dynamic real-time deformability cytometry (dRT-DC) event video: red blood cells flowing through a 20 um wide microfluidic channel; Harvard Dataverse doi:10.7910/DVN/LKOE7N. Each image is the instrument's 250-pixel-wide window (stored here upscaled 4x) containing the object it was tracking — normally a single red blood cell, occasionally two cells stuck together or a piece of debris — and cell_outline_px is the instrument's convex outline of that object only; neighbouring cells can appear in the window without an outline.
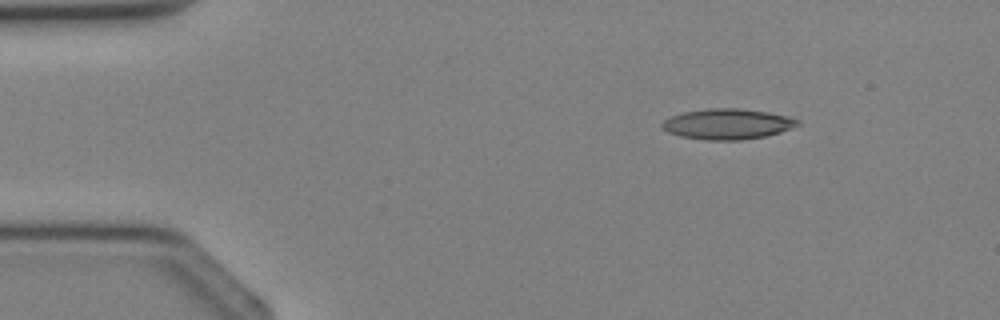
{"species": "Egyptian fruit bat (a non-hibernating species)", "species_latin": "Rousettus aegyptiacus", "temperature_condition": "cold", "stored_images_in_passage": 2, "camera_frame_rate_fps": 3000, "um_per_image_px": 0.085, "animal": {"sex": "female"}, "frame": {"image": 1, "passage_image": 1, "time_ms": 0.0, "image_size_px": [1000, 320], "cell_outline_px": [[800, 124], [780, 132], [768, 136], [740, 140], [704, 140], [680, 136], [668, 132], [660, 124], [664, 120], [672, 116], [684, 112], [708, 108], [736, 108], [768, 112], [788, 116], [800, 120]], "centroid_in_image_um": [61.85, 10.54], "position_along_channel_um": 23.2, "area_um2": 24.1}}